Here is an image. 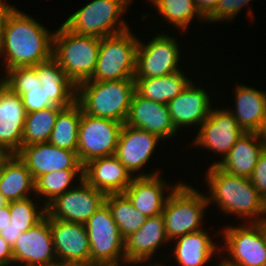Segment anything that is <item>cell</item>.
<instances>
[{
  "mask_svg": "<svg viewBox=\"0 0 266 266\" xmlns=\"http://www.w3.org/2000/svg\"><path fill=\"white\" fill-rule=\"evenodd\" d=\"M235 87V110L231 111L244 132H258L266 115V93L261 89L238 85ZM235 111V112H234Z\"/></svg>",
  "mask_w": 266,
  "mask_h": 266,
  "instance_id": "cell-26",
  "label": "cell"
},
{
  "mask_svg": "<svg viewBox=\"0 0 266 266\" xmlns=\"http://www.w3.org/2000/svg\"><path fill=\"white\" fill-rule=\"evenodd\" d=\"M15 9L13 5L7 3L6 1L0 0V37L2 30L5 26L8 15Z\"/></svg>",
  "mask_w": 266,
  "mask_h": 266,
  "instance_id": "cell-43",
  "label": "cell"
},
{
  "mask_svg": "<svg viewBox=\"0 0 266 266\" xmlns=\"http://www.w3.org/2000/svg\"><path fill=\"white\" fill-rule=\"evenodd\" d=\"M90 266L126 264L125 244L110 208L104 203L85 223Z\"/></svg>",
  "mask_w": 266,
  "mask_h": 266,
  "instance_id": "cell-9",
  "label": "cell"
},
{
  "mask_svg": "<svg viewBox=\"0 0 266 266\" xmlns=\"http://www.w3.org/2000/svg\"><path fill=\"white\" fill-rule=\"evenodd\" d=\"M191 82L185 90L167 103L172 123L176 130L191 125H200L213 108L208 92ZM180 127V128H179Z\"/></svg>",
  "mask_w": 266,
  "mask_h": 266,
  "instance_id": "cell-22",
  "label": "cell"
},
{
  "mask_svg": "<svg viewBox=\"0 0 266 266\" xmlns=\"http://www.w3.org/2000/svg\"><path fill=\"white\" fill-rule=\"evenodd\" d=\"M133 0H93L70 15L63 25L77 35L103 38L129 30L121 19Z\"/></svg>",
  "mask_w": 266,
  "mask_h": 266,
  "instance_id": "cell-5",
  "label": "cell"
},
{
  "mask_svg": "<svg viewBox=\"0 0 266 266\" xmlns=\"http://www.w3.org/2000/svg\"><path fill=\"white\" fill-rule=\"evenodd\" d=\"M248 225V226H247ZM225 266H266V221L222 229ZM229 257V258H228Z\"/></svg>",
  "mask_w": 266,
  "mask_h": 266,
  "instance_id": "cell-8",
  "label": "cell"
},
{
  "mask_svg": "<svg viewBox=\"0 0 266 266\" xmlns=\"http://www.w3.org/2000/svg\"><path fill=\"white\" fill-rule=\"evenodd\" d=\"M58 262L90 266V244L85 224L49 218Z\"/></svg>",
  "mask_w": 266,
  "mask_h": 266,
  "instance_id": "cell-16",
  "label": "cell"
},
{
  "mask_svg": "<svg viewBox=\"0 0 266 266\" xmlns=\"http://www.w3.org/2000/svg\"><path fill=\"white\" fill-rule=\"evenodd\" d=\"M159 140L163 139L156 134L123 124L115 156L135 177L133 174L149 163Z\"/></svg>",
  "mask_w": 266,
  "mask_h": 266,
  "instance_id": "cell-19",
  "label": "cell"
},
{
  "mask_svg": "<svg viewBox=\"0 0 266 266\" xmlns=\"http://www.w3.org/2000/svg\"><path fill=\"white\" fill-rule=\"evenodd\" d=\"M207 205L206 194L181 182L169 194L162 212L169 241L202 230Z\"/></svg>",
  "mask_w": 266,
  "mask_h": 266,
  "instance_id": "cell-6",
  "label": "cell"
},
{
  "mask_svg": "<svg viewBox=\"0 0 266 266\" xmlns=\"http://www.w3.org/2000/svg\"><path fill=\"white\" fill-rule=\"evenodd\" d=\"M83 179L105 195L123 193L133 176L115 155L96 158L83 166Z\"/></svg>",
  "mask_w": 266,
  "mask_h": 266,
  "instance_id": "cell-23",
  "label": "cell"
},
{
  "mask_svg": "<svg viewBox=\"0 0 266 266\" xmlns=\"http://www.w3.org/2000/svg\"><path fill=\"white\" fill-rule=\"evenodd\" d=\"M136 92L145 99L167 105L192 82L183 71L153 78H134Z\"/></svg>",
  "mask_w": 266,
  "mask_h": 266,
  "instance_id": "cell-29",
  "label": "cell"
},
{
  "mask_svg": "<svg viewBox=\"0 0 266 266\" xmlns=\"http://www.w3.org/2000/svg\"><path fill=\"white\" fill-rule=\"evenodd\" d=\"M157 13L164 17L165 22L177 26L178 30L184 32L188 29L189 24L196 17L203 22L206 18L199 12L194 0H148ZM196 16V17H195ZM194 18V19H193Z\"/></svg>",
  "mask_w": 266,
  "mask_h": 266,
  "instance_id": "cell-34",
  "label": "cell"
},
{
  "mask_svg": "<svg viewBox=\"0 0 266 266\" xmlns=\"http://www.w3.org/2000/svg\"><path fill=\"white\" fill-rule=\"evenodd\" d=\"M81 106L75 102L64 108L56 119L48 143L59 148L77 151L79 124L82 116Z\"/></svg>",
  "mask_w": 266,
  "mask_h": 266,
  "instance_id": "cell-30",
  "label": "cell"
},
{
  "mask_svg": "<svg viewBox=\"0 0 266 266\" xmlns=\"http://www.w3.org/2000/svg\"><path fill=\"white\" fill-rule=\"evenodd\" d=\"M9 155L10 154L5 149L0 147V169H1L3 162L9 157Z\"/></svg>",
  "mask_w": 266,
  "mask_h": 266,
  "instance_id": "cell-46",
  "label": "cell"
},
{
  "mask_svg": "<svg viewBox=\"0 0 266 266\" xmlns=\"http://www.w3.org/2000/svg\"><path fill=\"white\" fill-rule=\"evenodd\" d=\"M199 12L207 18L215 9L218 0H194Z\"/></svg>",
  "mask_w": 266,
  "mask_h": 266,
  "instance_id": "cell-42",
  "label": "cell"
},
{
  "mask_svg": "<svg viewBox=\"0 0 266 266\" xmlns=\"http://www.w3.org/2000/svg\"><path fill=\"white\" fill-rule=\"evenodd\" d=\"M205 179L210 191L207 193L209 195L206 194L208 206L215 203L224 214L238 215L245 218L244 222H265V199L250 178L232 175L218 166H210Z\"/></svg>",
  "mask_w": 266,
  "mask_h": 266,
  "instance_id": "cell-2",
  "label": "cell"
},
{
  "mask_svg": "<svg viewBox=\"0 0 266 266\" xmlns=\"http://www.w3.org/2000/svg\"><path fill=\"white\" fill-rule=\"evenodd\" d=\"M26 110L22 97L6 85L0 86V147L9 154L22 148Z\"/></svg>",
  "mask_w": 266,
  "mask_h": 266,
  "instance_id": "cell-20",
  "label": "cell"
},
{
  "mask_svg": "<svg viewBox=\"0 0 266 266\" xmlns=\"http://www.w3.org/2000/svg\"><path fill=\"white\" fill-rule=\"evenodd\" d=\"M135 92L134 79L85 81L77 86L76 102L90 116L125 124Z\"/></svg>",
  "mask_w": 266,
  "mask_h": 266,
  "instance_id": "cell-3",
  "label": "cell"
},
{
  "mask_svg": "<svg viewBox=\"0 0 266 266\" xmlns=\"http://www.w3.org/2000/svg\"><path fill=\"white\" fill-rule=\"evenodd\" d=\"M53 266H89V265H84V264H81V263L56 262Z\"/></svg>",
  "mask_w": 266,
  "mask_h": 266,
  "instance_id": "cell-47",
  "label": "cell"
},
{
  "mask_svg": "<svg viewBox=\"0 0 266 266\" xmlns=\"http://www.w3.org/2000/svg\"><path fill=\"white\" fill-rule=\"evenodd\" d=\"M9 209L11 223L22 232L34 227L43 220L47 214L45 204L43 203V207L40 206V210L31 197L10 201Z\"/></svg>",
  "mask_w": 266,
  "mask_h": 266,
  "instance_id": "cell-35",
  "label": "cell"
},
{
  "mask_svg": "<svg viewBox=\"0 0 266 266\" xmlns=\"http://www.w3.org/2000/svg\"><path fill=\"white\" fill-rule=\"evenodd\" d=\"M5 74L6 77H3L4 85L20 96L28 92V89L41 86L36 74V66L11 68Z\"/></svg>",
  "mask_w": 266,
  "mask_h": 266,
  "instance_id": "cell-36",
  "label": "cell"
},
{
  "mask_svg": "<svg viewBox=\"0 0 266 266\" xmlns=\"http://www.w3.org/2000/svg\"><path fill=\"white\" fill-rule=\"evenodd\" d=\"M10 216L11 214L8 203L7 206L0 208V231H3L4 227L11 224Z\"/></svg>",
  "mask_w": 266,
  "mask_h": 266,
  "instance_id": "cell-44",
  "label": "cell"
},
{
  "mask_svg": "<svg viewBox=\"0 0 266 266\" xmlns=\"http://www.w3.org/2000/svg\"><path fill=\"white\" fill-rule=\"evenodd\" d=\"M12 246L0 236V266H13Z\"/></svg>",
  "mask_w": 266,
  "mask_h": 266,
  "instance_id": "cell-40",
  "label": "cell"
},
{
  "mask_svg": "<svg viewBox=\"0 0 266 266\" xmlns=\"http://www.w3.org/2000/svg\"><path fill=\"white\" fill-rule=\"evenodd\" d=\"M105 203L110 208L113 220L124 240L146 222L147 217L135 209L123 193L106 195Z\"/></svg>",
  "mask_w": 266,
  "mask_h": 266,
  "instance_id": "cell-33",
  "label": "cell"
},
{
  "mask_svg": "<svg viewBox=\"0 0 266 266\" xmlns=\"http://www.w3.org/2000/svg\"><path fill=\"white\" fill-rule=\"evenodd\" d=\"M63 109L64 107L60 106H50L39 111L26 113L22 147L37 143H47L58 114Z\"/></svg>",
  "mask_w": 266,
  "mask_h": 266,
  "instance_id": "cell-31",
  "label": "cell"
},
{
  "mask_svg": "<svg viewBox=\"0 0 266 266\" xmlns=\"http://www.w3.org/2000/svg\"><path fill=\"white\" fill-rule=\"evenodd\" d=\"M250 181L260 193L266 198V150L260 154L252 175L249 177Z\"/></svg>",
  "mask_w": 266,
  "mask_h": 266,
  "instance_id": "cell-39",
  "label": "cell"
},
{
  "mask_svg": "<svg viewBox=\"0 0 266 266\" xmlns=\"http://www.w3.org/2000/svg\"><path fill=\"white\" fill-rule=\"evenodd\" d=\"M220 263L217 266H225L221 261H219Z\"/></svg>",
  "mask_w": 266,
  "mask_h": 266,
  "instance_id": "cell-53",
  "label": "cell"
},
{
  "mask_svg": "<svg viewBox=\"0 0 266 266\" xmlns=\"http://www.w3.org/2000/svg\"><path fill=\"white\" fill-rule=\"evenodd\" d=\"M157 263V264H156ZM155 264H150V265H148V263H147V266H163V264H161V263H158V262H156ZM146 266V265H145ZM165 266V265H164Z\"/></svg>",
  "mask_w": 266,
  "mask_h": 266,
  "instance_id": "cell-49",
  "label": "cell"
},
{
  "mask_svg": "<svg viewBox=\"0 0 266 266\" xmlns=\"http://www.w3.org/2000/svg\"><path fill=\"white\" fill-rule=\"evenodd\" d=\"M263 150L264 145L258 133L245 132L223 160L215 161L210 166H218L226 173L249 178Z\"/></svg>",
  "mask_w": 266,
  "mask_h": 266,
  "instance_id": "cell-24",
  "label": "cell"
},
{
  "mask_svg": "<svg viewBox=\"0 0 266 266\" xmlns=\"http://www.w3.org/2000/svg\"><path fill=\"white\" fill-rule=\"evenodd\" d=\"M26 113L35 112L54 105L41 88L28 89L22 96Z\"/></svg>",
  "mask_w": 266,
  "mask_h": 266,
  "instance_id": "cell-38",
  "label": "cell"
},
{
  "mask_svg": "<svg viewBox=\"0 0 266 266\" xmlns=\"http://www.w3.org/2000/svg\"><path fill=\"white\" fill-rule=\"evenodd\" d=\"M53 35L52 57L76 85L92 78L96 68L101 38L77 35L63 24Z\"/></svg>",
  "mask_w": 266,
  "mask_h": 266,
  "instance_id": "cell-4",
  "label": "cell"
},
{
  "mask_svg": "<svg viewBox=\"0 0 266 266\" xmlns=\"http://www.w3.org/2000/svg\"><path fill=\"white\" fill-rule=\"evenodd\" d=\"M243 133L231 111L215 108L200 125L192 145L212 150L223 160Z\"/></svg>",
  "mask_w": 266,
  "mask_h": 266,
  "instance_id": "cell-13",
  "label": "cell"
},
{
  "mask_svg": "<svg viewBox=\"0 0 266 266\" xmlns=\"http://www.w3.org/2000/svg\"><path fill=\"white\" fill-rule=\"evenodd\" d=\"M53 35L31 15L15 8L8 15L0 37V58L4 57L5 72L11 68L35 66L50 59Z\"/></svg>",
  "mask_w": 266,
  "mask_h": 266,
  "instance_id": "cell-1",
  "label": "cell"
},
{
  "mask_svg": "<svg viewBox=\"0 0 266 266\" xmlns=\"http://www.w3.org/2000/svg\"><path fill=\"white\" fill-rule=\"evenodd\" d=\"M13 265L53 266L58 262L52 240L49 218L23 232L12 246Z\"/></svg>",
  "mask_w": 266,
  "mask_h": 266,
  "instance_id": "cell-14",
  "label": "cell"
},
{
  "mask_svg": "<svg viewBox=\"0 0 266 266\" xmlns=\"http://www.w3.org/2000/svg\"><path fill=\"white\" fill-rule=\"evenodd\" d=\"M35 66L40 88L54 105L66 108L76 102L77 86L53 57Z\"/></svg>",
  "mask_w": 266,
  "mask_h": 266,
  "instance_id": "cell-25",
  "label": "cell"
},
{
  "mask_svg": "<svg viewBox=\"0 0 266 266\" xmlns=\"http://www.w3.org/2000/svg\"><path fill=\"white\" fill-rule=\"evenodd\" d=\"M138 43L130 29L101 38L96 68L88 81L134 79Z\"/></svg>",
  "mask_w": 266,
  "mask_h": 266,
  "instance_id": "cell-7",
  "label": "cell"
},
{
  "mask_svg": "<svg viewBox=\"0 0 266 266\" xmlns=\"http://www.w3.org/2000/svg\"><path fill=\"white\" fill-rule=\"evenodd\" d=\"M125 124L156 134L164 141L178 133L172 123L168 106L145 99L137 92L133 95Z\"/></svg>",
  "mask_w": 266,
  "mask_h": 266,
  "instance_id": "cell-18",
  "label": "cell"
},
{
  "mask_svg": "<svg viewBox=\"0 0 266 266\" xmlns=\"http://www.w3.org/2000/svg\"><path fill=\"white\" fill-rule=\"evenodd\" d=\"M35 192V181L17 154H10L0 169V193L8 202L29 198Z\"/></svg>",
  "mask_w": 266,
  "mask_h": 266,
  "instance_id": "cell-28",
  "label": "cell"
},
{
  "mask_svg": "<svg viewBox=\"0 0 266 266\" xmlns=\"http://www.w3.org/2000/svg\"><path fill=\"white\" fill-rule=\"evenodd\" d=\"M156 35L147 44L139 40L134 78L161 77L182 70L178 66L181 49L177 39L163 32Z\"/></svg>",
  "mask_w": 266,
  "mask_h": 266,
  "instance_id": "cell-11",
  "label": "cell"
},
{
  "mask_svg": "<svg viewBox=\"0 0 266 266\" xmlns=\"http://www.w3.org/2000/svg\"><path fill=\"white\" fill-rule=\"evenodd\" d=\"M23 232L19 229L16 228L12 223L7 225L6 227L3 228V231H0V236L11 246H13L20 235Z\"/></svg>",
  "mask_w": 266,
  "mask_h": 266,
  "instance_id": "cell-41",
  "label": "cell"
},
{
  "mask_svg": "<svg viewBox=\"0 0 266 266\" xmlns=\"http://www.w3.org/2000/svg\"><path fill=\"white\" fill-rule=\"evenodd\" d=\"M124 264H118V265H94V266H122Z\"/></svg>",
  "mask_w": 266,
  "mask_h": 266,
  "instance_id": "cell-50",
  "label": "cell"
},
{
  "mask_svg": "<svg viewBox=\"0 0 266 266\" xmlns=\"http://www.w3.org/2000/svg\"><path fill=\"white\" fill-rule=\"evenodd\" d=\"M167 242L170 241L166 236L163 214L147 217L140 229L124 240L126 263L144 266L142 263L150 262L155 252Z\"/></svg>",
  "mask_w": 266,
  "mask_h": 266,
  "instance_id": "cell-21",
  "label": "cell"
},
{
  "mask_svg": "<svg viewBox=\"0 0 266 266\" xmlns=\"http://www.w3.org/2000/svg\"><path fill=\"white\" fill-rule=\"evenodd\" d=\"M4 83H3V77L2 79H0V86H2Z\"/></svg>",
  "mask_w": 266,
  "mask_h": 266,
  "instance_id": "cell-51",
  "label": "cell"
},
{
  "mask_svg": "<svg viewBox=\"0 0 266 266\" xmlns=\"http://www.w3.org/2000/svg\"><path fill=\"white\" fill-rule=\"evenodd\" d=\"M122 127L121 122L93 117L82 111L76 151L82 165L115 155Z\"/></svg>",
  "mask_w": 266,
  "mask_h": 266,
  "instance_id": "cell-10",
  "label": "cell"
},
{
  "mask_svg": "<svg viewBox=\"0 0 266 266\" xmlns=\"http://www.w3.org/2000/svg\"><path fill=\"white\" fill-rule=\"evenodd\" d=\"M265 221H266V198H265Z\"/></svg>",
  "mask_w": 266,
  "mask_h": 266,
  "instance_id": "cell-52",
  "label": "cell"
},
{
  "mask_svg": "<svg viewBox=\"0 0 266 266\" xmlns=\"http://www.w3.org/2000/svg\"><path fill=\"white\" fill-rule=\"evenodd\" d=\"M26 164L34 181L41 175L63 169H83L77 152L50 143L23 146L17 153Z\"/></svg>",
  "mask_w": 266,
  "mask_h": 266,
  "instance_id": "cell-17",
  "label": "cell"
},
{
  "mask_svg": "<svg viewBox=\"0 0 266 266\" xmlns=\"http://www.w3.org/2000/svg\"><path fill=\"white\" fill-rule=\"evenodd\" d=\"M106 195L84 179L76 187L57 196L46 206L48 218L85 224L105 203Z\"/></svg>",
  "mask_w": 266,
  "mask_h": 266,
  "instance_id": "cell-12",
  "label": "cell"
},
{
  "mask_svg": "<svg viewBox=\"0 0 266 266\" xmlns=\"http://www.w3.org/2000/svg\"><path fill=\"white\" fill-rule=\"evenodd\" d=\"M173 241L176 243L172 257L179 264L178 266H204L214 255L218 257L221 253L204 229L186 234Z\"/></svg>",
  "mask_w": 266,
  "mask_h": 266,
  "instance_id": "cell-27",
  "label": "cell"
},
{
  "mask_svg": "<svg viewBox=\"0 0 266 266\" xmlns=\"http://www.w3.org/2000/svg\"><path fill=\"white\" fill-rule=\"evenodd\" d=\"M7 199L0 193V208H3L8 205Z\"/></svg>",
  "mask_w": 266,
  "mask_h": 266,
  "instance_id": "cell-48",
  "label": "cell"
},
{
  "mask_svg": "<svg viewBox=\"0 0 266 266\" xmlns=\"http://www.w3.org/2000/svg\"><path fill=\"white\" fill-rule=\"evenodd\" d=\"M257 133L260 136L262 144L264 145V149L266 150V115H265L264 120L262 122V125H261V127Z\"/></svg>",
  "mask_w": 266,
  "mask_h": 266,
  "instance_id": "cell-45",
  "label": "cell"
},
{
  "mask_svg": "<svg viewBox=\"0 0 266 266\" xmlns=\"http://www.w3.org/2000/svg\"><path fill=\"white\" fill-rule=\"evenodd\" d=\"M249 1L251 0H218L216 9L206 18V23L233 20L241 8L249 5Z\"/></svg>",
  "mask_w": 266,
  "mask_h": 266,
  "instance_id": "cell-37",
  "label": "cell"
},
{
  "mask_svg": "<svg viewBox=\"0 0 266 266\" xmlns=\"http://www.w3.org/2000/svg\"><path fill=\"white\" fill-rule=\"evenodd\" d=\"M130 185L123 192L135 209L146 217L159 215L163 212L169 194L181 183L169 186L168 181H163L159 171L147 173L136 172ZM160 175V176H159ZM170 191V192H169ZM167 193V196L164 193ZM165 195V196H164Z\"/></svg>",
  "mask_w": 266,
  "mask_h": 266,
  "instance_id": "cell-15",
  "label": "cell"
},
{
  "mask_svg": "<svg viewBox=\"0 0 266 266\" xmlns=\"http://www.w3.org/2000/svg\"><path fill=\"white\" fill-rule=\"evenodd\" d=\"M78 178L79 182L83 180V169H63L49 172L39 176L35 180V197H43L45 206L52 202L57 196L76 187L72 182Z\"/></svg>",
  "mask_w": 266,
  "mask_h": 266,
  "instance_id": "cell-32",
  "label": "cell"
}]
</instances>
